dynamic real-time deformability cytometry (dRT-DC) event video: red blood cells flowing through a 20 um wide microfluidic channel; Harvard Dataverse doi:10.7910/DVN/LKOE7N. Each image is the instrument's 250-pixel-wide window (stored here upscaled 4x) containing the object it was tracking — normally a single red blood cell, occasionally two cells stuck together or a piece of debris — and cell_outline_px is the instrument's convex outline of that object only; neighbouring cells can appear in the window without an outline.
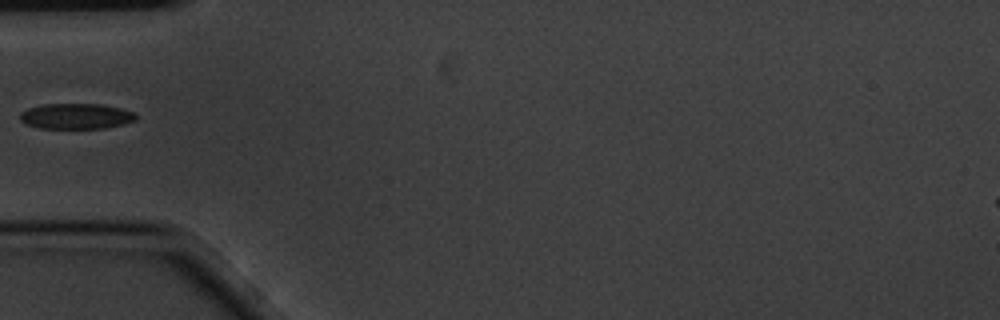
{"species": "common noctule bat (a hibernating species)", "species_latin": "Nyctalus noctula", "temperature_condition": "cold", "stored_images_in_passage": 8, "camera_frame_rate_fps": 3000, "um_per_image_px": 0.085, "animal": {"sex": "male", "body_mass_g": 20.1, "forearm_length_mm": 53.5}, "frame": {"image": 1, "passage_image": 4, "time_ms": 1.0, "image_size_px": [1000, 320], "cell_outline_px": [[136, 120], [124, 124], [104, 128], [40, 128], [24, 124], [20, 120], [20, 112], [28, 108], [40, 104], [100, 104], [120, 108], [136, 112]], "centroid_in_image_um": [6.45, 9.87], "position_along_channel_um": 78.5, "area_um2": 17.4}}
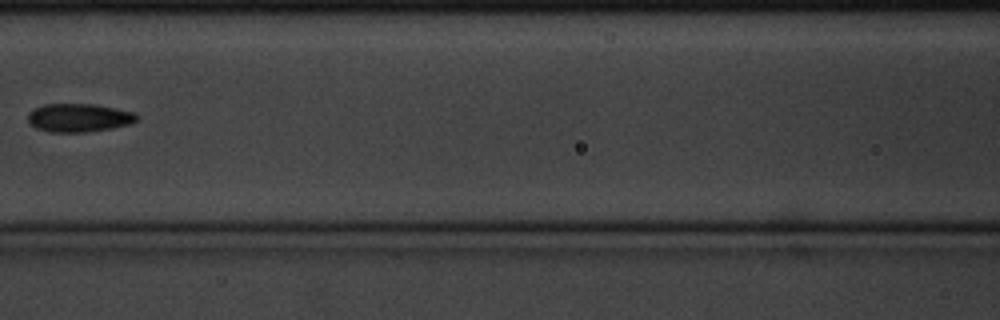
{"frame": {"image": 2, "passage_image": 6, "time_ms": 1.667, "image_size_px": [1000, 320], "cell_outline_px": [[140, 116], [136, 120], [128, 124], [112, 128], [88, 132], [48, 132], [36, 128], [28, 124], [28, 112], [32, 108], [44, 104], [92, 104], [116, 108], [136, 112]], "centroid_in_image_um": [6.67, 10.0], "position_along_channel_um": 159.9, "area_um2": 18.26}}
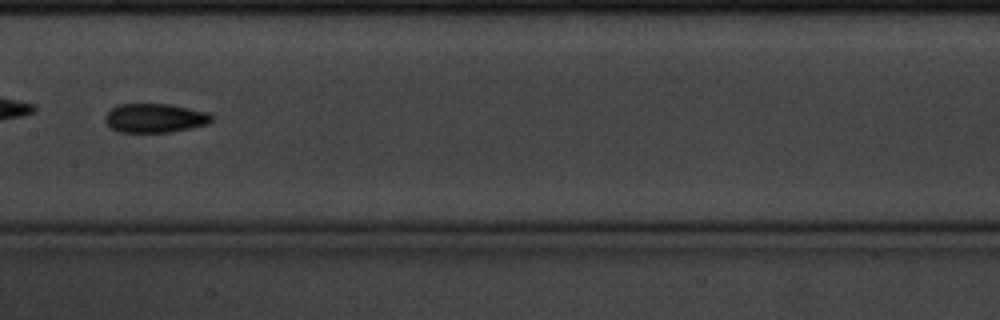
{"frame": {"image": 3, "passage_image": 7, "time_ms": 2.0, "image_size_px": [1000, 320], "cell_outline_px": [[212, 120], [208, 124], [168, 132], [120, 132], [112, 128], [104, 120], [104, 116], [116, 104], [172, 104], [208, 112], [212, 116]], "centroid_in_image_um": [13.16, 10.02], "position_along_channel_um": 194.2, "area_um2": 17.98}}